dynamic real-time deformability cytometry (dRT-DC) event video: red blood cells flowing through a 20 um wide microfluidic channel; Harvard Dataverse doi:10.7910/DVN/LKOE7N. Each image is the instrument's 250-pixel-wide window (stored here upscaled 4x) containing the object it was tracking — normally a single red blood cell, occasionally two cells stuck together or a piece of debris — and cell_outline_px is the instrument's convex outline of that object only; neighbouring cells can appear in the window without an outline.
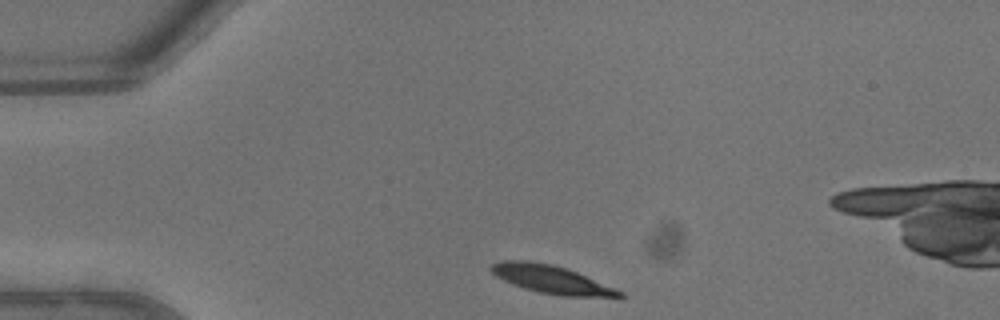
{"species": "common noctule bat (a hibernating species)", "species_latin": "Nyctalus noctula", "temperature_condition": "warm", "stored_images_in_passage": 28, "camera_frame_rate_fps": 3000, "um_per_image_px": 0.085, "animal": {"sex": "male", "body_mass_g": 13.3}, "frame": {"image": 1, "passage_image": 1, "time_ms": 0.0, "image_size_px": [1000, 320], "cell_outline_px": [[624, 296], [560, 296], [540, 292], [524, 288], [512, 284], [496, 276], [488, 268], [492, 264], [500, 260], [528, 260], [552, 264], [568, 268], [624, 292]], "centroid_in_image_um": [46.81, 23.72], "position_along_channel_um": 38.2, "area_um2": 20.87}}
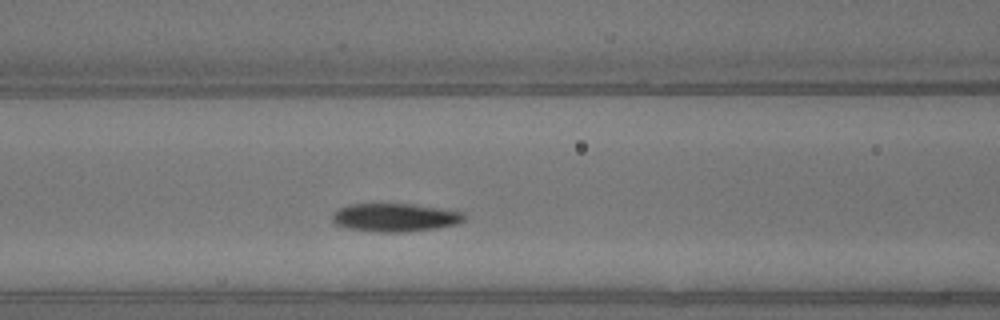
{"frame": {"image": 2, "passage_image": 10, "time_ms": 3.0, "image_size_px": [1000, 320], "cell_outline_px": [[464, 220], [456, 224], [436, 228], [404, 232], [380, 232], [348, 228], [336, 224], [332, 220], [332, 212], [348, 204], [412, 204], [464, 212]], "centroid_in_image_um": [33.55, 18.48], "position_along_channel_um": 133.0, "area_um2": 21.56}}
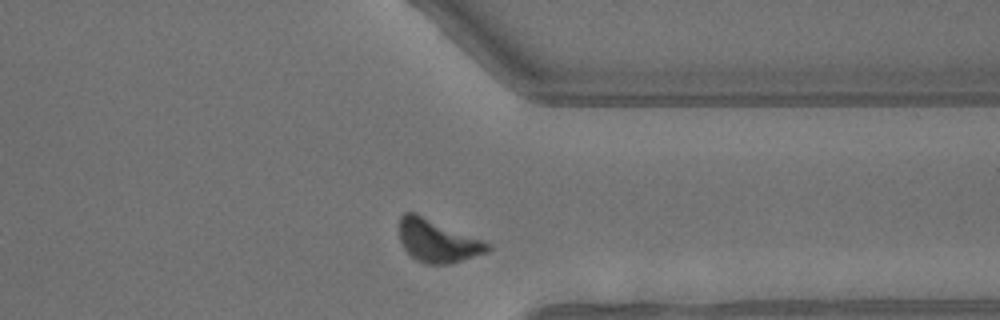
{"frame": {"image": 3, "passage_image": 26, "time_ms": 8.333, "image_size_px": [1000, 320], "cell_outline_px": [[492, 248], [488, 252], [452, 264], [424, 264], [416, 260], [404, 248], [400, 240], [400, 216], [404, 212], [412, 212], [492, 244]], "centroid_in_image_um": [37.21, 20.51], "position_along_channel_um": 374.2, "area_um2": 21.73}, "authors_computed_cell_mechanics": {"area_um2": 21.7906, "velocity_mm_per_s": 4.5692, "shape_relaxation_time_tau1_ms": 2.4504, "shape_relaxation_time_tau2_ms": null, "deformation_change_tau1": 0.184, "deformation_change_tau2": null}}